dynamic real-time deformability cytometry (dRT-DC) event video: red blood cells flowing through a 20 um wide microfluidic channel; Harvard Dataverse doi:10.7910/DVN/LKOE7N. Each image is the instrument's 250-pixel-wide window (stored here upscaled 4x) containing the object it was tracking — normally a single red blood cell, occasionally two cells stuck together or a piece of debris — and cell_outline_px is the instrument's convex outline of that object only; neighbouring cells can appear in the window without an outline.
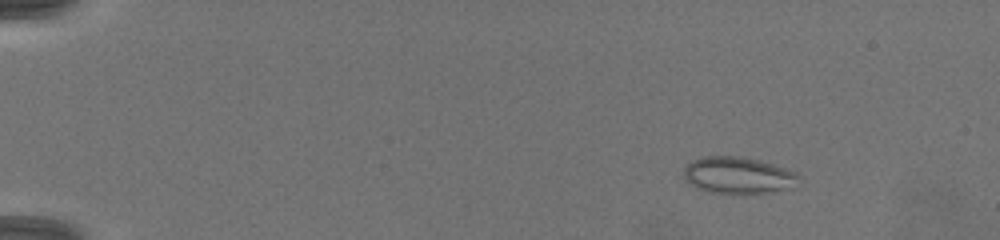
{"species": "common noctule bat (a hibernating species)", "species_latin": "Nyctalus noctula", "temperature_condition": "warm", "stored_images_in_passage": 33, "camera_frame_rate_fps": 3000, "um_per_image_px": 0.085, "animal": {"sex": "female", "body_mass_g": 19.5, "forearm_length_mm": 54.1}, "frame": {"image": 1, "passage_image": 4, "time_ms": 2.0, "image_size_px": [1000, 240], "cell_outline_px": [[796, 188], [744, 196], [712, 192], [700, 188], [692, 184], [684, 176], [684, 168], [692, 160], [704, 156], [736, 156], [760, 160], [796, 172]], "centroid_in_image_um": [62.77, 14.93], "position_along_channel_um": 22.2, "area_um2": 24.8}}
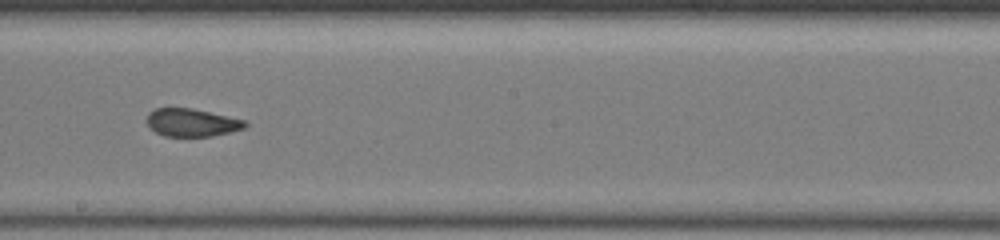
{"frame": {"image": 2, "passage_image": 22, "time_ms": 10.0, "image_size_px": [1000, 240], "cell_outline_px": [[248, 124], [244, 128], [212, 136], [164, 136], [148, 128], [144, 120], [148, 112], [156, 108], [192, 108], [244, 120]], "centroid_in_image_um": [16.21, 10.41], "position_along_channel_um": 232.0, "area_um2": 16.01}}
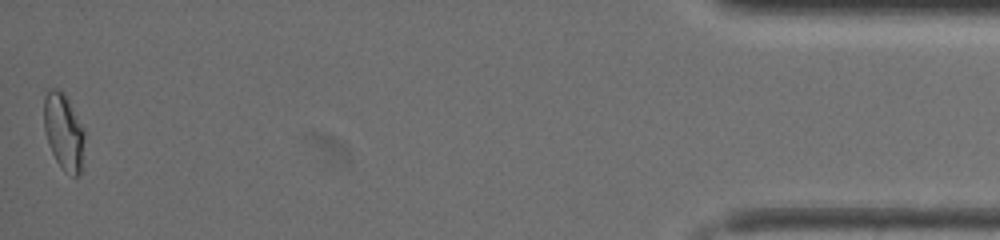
{"frame": {"image": 3, "passage_image": 33, "time_ms": 16.667, "image_size_px": [1000, 240], "cell_outline_px": [[84, 136], [80, 172], [76, 176], [72, 176], [60, 168], [52, 152], [44, 132], [44, 96], [48, 88], [60, 88], [64, 92], [84, 132]], "centroid_in_image_um": [5.37, 11.16], "position_along_channel_um": 429.8, "area_um2": 17.86}, "authors_computed_cell_mechanics": {"area_um2": 17.8602, "velocity_mm_per_s": 4.1861, "shape_relaxation_time_tau1_ms": null, "shape_relaxation_time_tau2_ms": 1.2253, "deformation_change_tau1": null, "deformation_change_tau2": 0.0403}}